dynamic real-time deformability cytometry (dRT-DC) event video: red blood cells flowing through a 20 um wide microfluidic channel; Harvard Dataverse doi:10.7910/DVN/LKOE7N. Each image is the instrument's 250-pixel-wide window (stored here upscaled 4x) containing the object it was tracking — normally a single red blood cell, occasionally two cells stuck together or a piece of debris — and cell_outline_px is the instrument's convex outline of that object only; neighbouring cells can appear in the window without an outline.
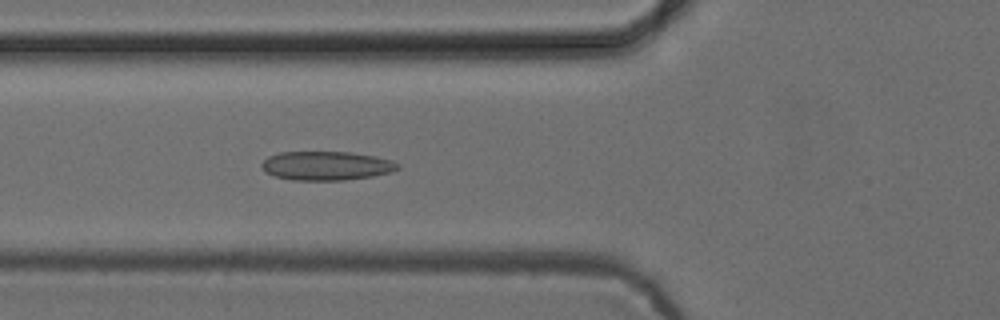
{"species": "common noctule bat (a hibernating species)", "species_latin": "Nyctalus noctula", "temperature_condition": "cold", "stored_images_in_passage": 53, "camera_frame_rate_fps": 3000, "um_per_image_px": 0.085, "animal": {"sex": "female", "body_mass_g": 24.6, "forearm_length_mm": 56.2}, "frame": {"image": 1, "passage_image": 20, "time_ms": 6.333, "image_size_px": [1000, 320], "cell_outline_px": [[400, 168], [392, 172], [372, 176], [344, 180], [292, 180], [272, 176], [264, 172], [260, 164], [268, 156], [280, 152], [348, 152], [376, 156], [392, 160], [400, 164]], "centroid_in_image_um": [27.73, 14.09], "position_along_channel_um": 98.1, "area_um2": 23.18}}
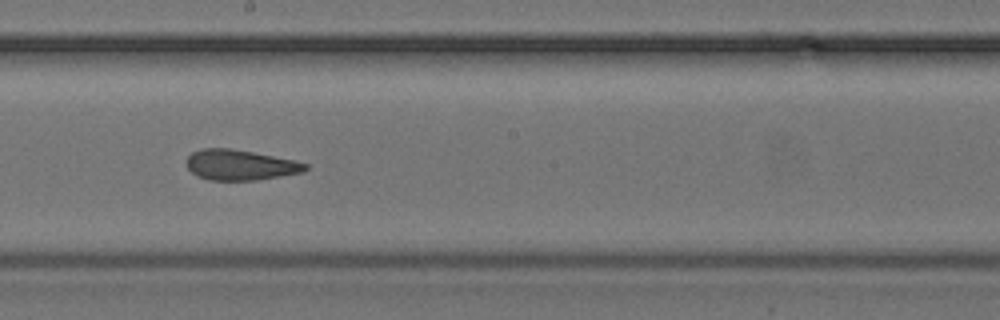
{"frame": {"image": 2, "passage_image": 30, "time_ms": 9.667, "image_size_px": [1000, 320], "cell_outline_px": [[308, 168], [304, 172], [256, 180], [208, 180], [196, 176], [188, 168], [188, 156], [192, 152], [200, 148], [228, 148], [252, 152], [296, 160], [308, 164]], "centroid_in_image_um": [20.43, 14.02], "position_along_channel_um": 227.8, "area_um2": 21.04}}
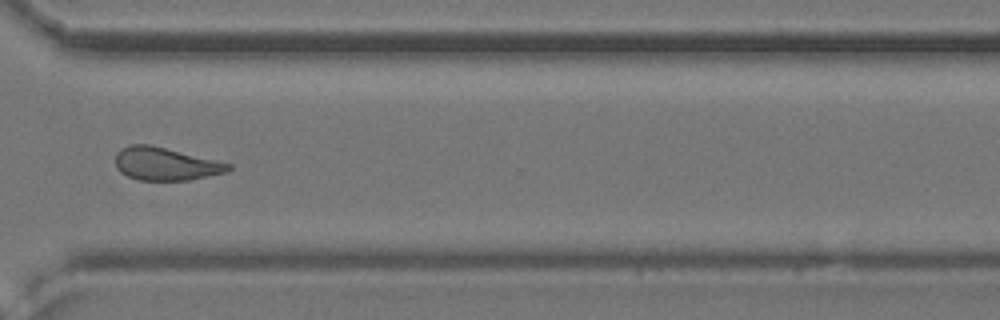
{"frame": {"image": 3, "passage_image": 40, "time_ms": 13.0, "image_size_px": [1000, 320], "cell_outline_px": [[232, 168], [228, 172], [188, 180], [140, 180], [128, 176], [120, 172], [116, 168], [116, 152], [120, 148], [128, 144], [152, 144], [232, 164]], "centroid_in_image_um": [14.06, 13.91], "position_along_channel_um": 356.5, "area_um2": 21.85}, "authors_computed_cell_mechanics": {"area_um2": 21.8484, "velocity_mm_per_s": 3.8736, "shape_relaxation_time_tau1_ms": 7.9133, "shape_relaxation_time_tau2_ms": 1.8354, "deformation_change_tau1": 0.1541, "deformation_change_tau2": 0.0832}}